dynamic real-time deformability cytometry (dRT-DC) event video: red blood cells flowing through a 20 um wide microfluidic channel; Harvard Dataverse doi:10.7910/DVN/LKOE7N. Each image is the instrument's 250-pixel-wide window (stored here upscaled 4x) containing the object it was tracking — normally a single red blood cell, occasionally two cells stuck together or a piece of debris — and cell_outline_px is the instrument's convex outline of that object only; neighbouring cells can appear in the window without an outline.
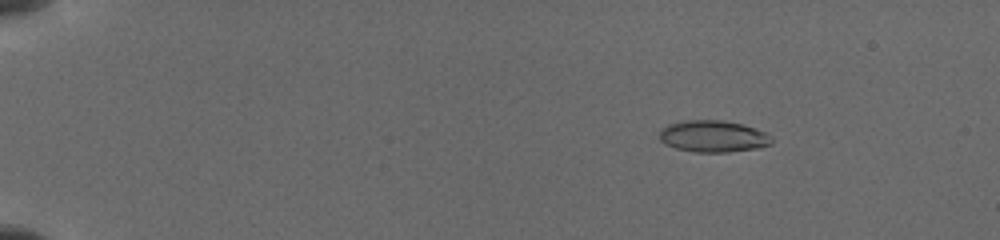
{"species": "common noctule bat (a hibernating species)", "species_latin": "Nyctalus noctula", "temperature_condition": "cold", "stored_images_in_passage": 49, "camera_frame_rate_fps": 3000, "um_per_image_px": 0.085, "animal": {"sex": "female", "body_mass_g": 19.5, "forearm_length_mm": 54.1}, "frame": {"image": 1, "passage_image": 5, "time_ms": 2.667, "image_size_px": [1000, 240], "cell_outline_px": [[772, 144], [760, 148], [728, 152], [696, 152], [676, 148], [664, 144], [660, 140], [660, 128], [668, 124], [684, 120], [720, 120], [744, 124], [764, 132], [772, 136]], "centroid_in_image_um": [60.62, 11.58], "position_along_channel_um": 24.4, "area_um2": 20.92}}
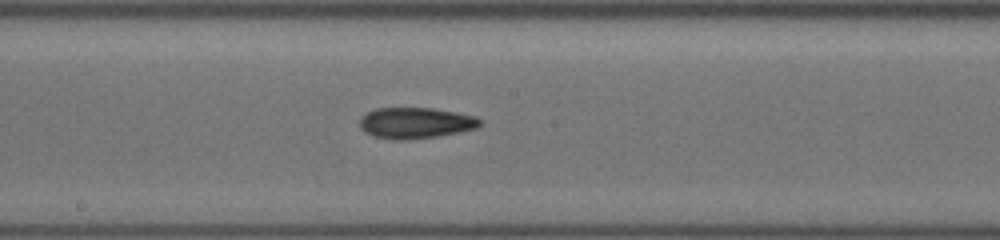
{"frame": {"image": 2, "passage_image": 25, "time_ms": 10.333, "image_size_px": [1000, 240], "cell_outline_px": [[484, 120], [476, 128], [460, 132], [436, 136], [404, 140], [396, 140], [372, 136], [364, 132], [360, 128], [360, 116], [376, 108], [432, 108], [456, 112], [476, 116]], "centroid_in_image_um": [35.32, 10.45], "position_along_channel_um": 212.9, "area_um2": 21.85}}
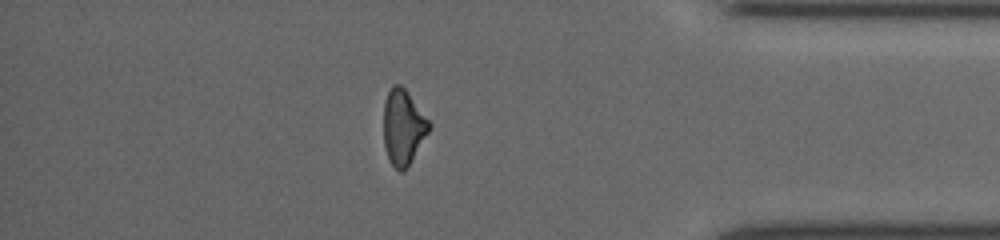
{"frame": {"image": 3, "passage_image": 43, "time_ms": 15.667, "image_size_px": [1000, 240], "cell_outline_px": [[432, 124], [428, 132], [408, 164], [400, 172], [388, 160], [384, 144], [384, 100], [392, 84], [400, 84], [408, 92]], "centroid_in_image_um": [34.25, 10.75], "position_along_channel_um": 401.0, "area_um2": 19.59}}